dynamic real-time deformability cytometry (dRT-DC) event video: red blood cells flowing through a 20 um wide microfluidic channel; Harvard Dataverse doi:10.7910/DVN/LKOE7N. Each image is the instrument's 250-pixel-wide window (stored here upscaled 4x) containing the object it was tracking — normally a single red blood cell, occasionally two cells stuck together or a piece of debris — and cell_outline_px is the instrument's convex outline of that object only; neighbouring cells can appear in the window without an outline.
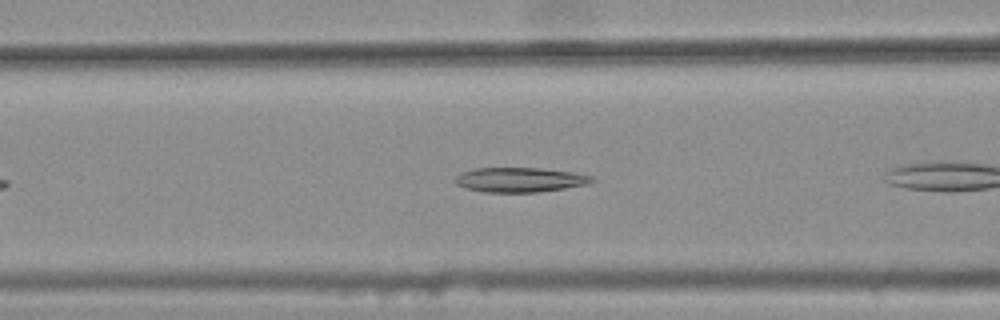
{"species": "common noctule bat (a hibernating species)", "species_latin": "Nyctalus noctula", "temperature_condition": "warm", "stored_images_in_passage": 10, "camera_frame_rate_fps": 3000, "um_per_image_px": 0.085, "animal": {"sex": "female", "body_mass_g": 25.1}, "frame": {"image": 1, "passage_image": 6, "time_ms": 1.667, "image_size_px": [1000, 320], "cell_outline_px": [[596, 180], [588, 184], [540, 192], [484, 192], [464, 188], [456, 184], [456, 176], [464, 172], [476, 168], [540, 168], [572, 172], [592, 176]], "centroid_in_image_um": [44.21, 15.28], "position_along_channel_um": 122.4, "area_um2": 19.54}}
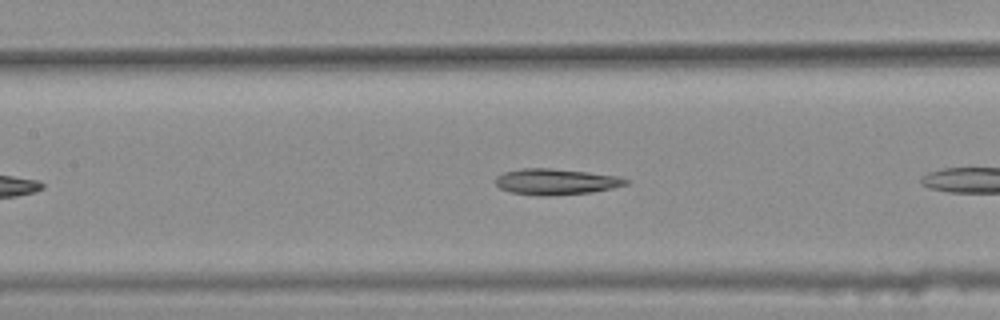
{"frame": {"image": 2, "passage_image": 9, "time_ms": 2.667, "image_size_px": [1000, 320], "cell_outline_px": [[632, 180], [628, 184], [612, 188], [592, 192], [548, 196], [540, 196], [512, 192], [500, 188], [496, 184], [496, 176], [504, 172], [520, 168], [548, 168], [620, 176]], "centroid_in_image_um": [47.28, 15.44], "position_along_channel_um": 160.1, "area_um2": 19.71}}